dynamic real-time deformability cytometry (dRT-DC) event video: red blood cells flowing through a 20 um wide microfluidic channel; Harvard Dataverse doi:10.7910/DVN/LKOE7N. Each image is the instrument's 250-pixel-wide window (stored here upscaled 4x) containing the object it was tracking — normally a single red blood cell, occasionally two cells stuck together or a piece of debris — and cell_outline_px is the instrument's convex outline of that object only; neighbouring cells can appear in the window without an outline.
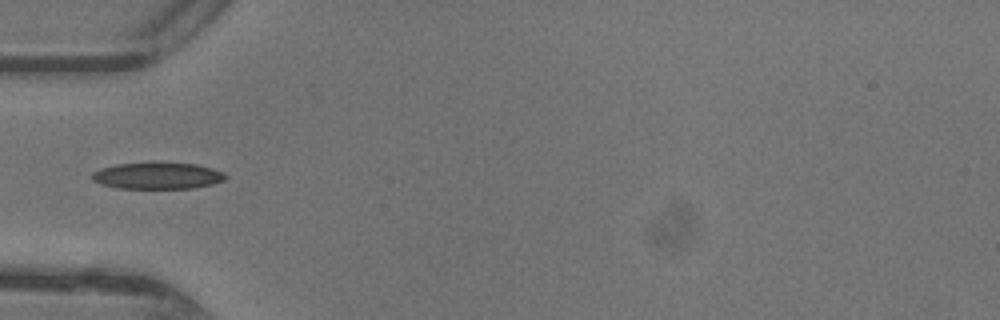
{"species": "common noctule bat (a hibernating species)", "species_latin": "Nyctalus noctula", "temperature_condition": "warm", "stored_images_in_passage": 3, "camera_frame_rate_fps": 3000, "um_per_image_px": 0.085, "animal": {"sex": "female"}, "frame": {"image": 1, "passage_image": 1, "time_ms": 0.0, "image_size_px": [1000, 320], "cell_outline_px": [[228, 176], [224, 180], [212, 184], [192, 188], [120, 188], [100, 184], [92, 180], [92, 172], [100, 168], [116, 164], [152, 160], [156, 160], [196, 164], [212, 168], [224, 172]], "centroid_in_image_um": [13.38, 14.89], "position_along_channel_um": 71.6, "area_um2": 21.44}}